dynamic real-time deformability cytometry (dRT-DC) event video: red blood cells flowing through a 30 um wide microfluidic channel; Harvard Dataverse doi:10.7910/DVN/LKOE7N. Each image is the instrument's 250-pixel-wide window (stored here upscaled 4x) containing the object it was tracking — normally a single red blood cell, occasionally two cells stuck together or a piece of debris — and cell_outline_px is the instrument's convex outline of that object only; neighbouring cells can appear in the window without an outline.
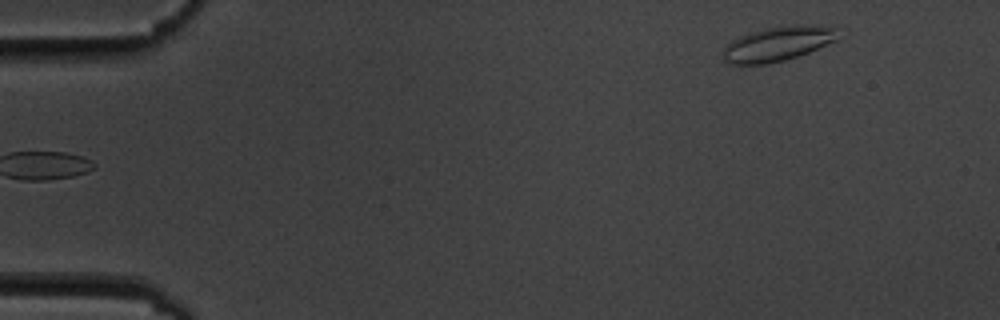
{"species": "common noctule bat (a hibernating species)", "species_latin": "Nyctalus noctula", "temperature_condition": "cold", "stored_images_in_passage": 7, "camera_frame_rate_fps": 3000, "um_per_image_px": 0.085, "animal": {"sex": "male", "body_mass_g": 19.5, "forearm_length_mm": 54.6}, "frame": {"image": 1, "passage_image": 7, "time_ms": 7.0, "image_size_px": [1000, 320], "cell_outline_px": [[840, 40], [808, 52], [784, 60], [768, 64], [728, 64], [724, 60], [724, 48], [732, 40], [740, 36], [764, 28], [780, 24], [804, 24], [836, 28]], "centroid_in_image_um": [66.15, 3.7], "position_along_channel_um": 18.9, "area_um2": 23.35}}